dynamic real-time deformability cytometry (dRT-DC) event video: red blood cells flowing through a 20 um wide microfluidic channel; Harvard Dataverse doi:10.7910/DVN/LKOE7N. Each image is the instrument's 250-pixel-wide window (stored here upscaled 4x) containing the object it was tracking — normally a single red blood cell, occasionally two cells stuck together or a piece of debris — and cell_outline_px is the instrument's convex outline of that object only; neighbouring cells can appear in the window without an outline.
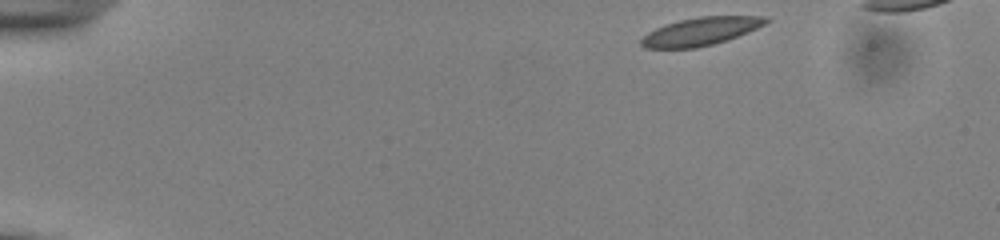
{"species": "common noctule bat (a hibernating species)", "species_latin": "Nyctalus noctula", "temperature_condition": "cold", "stored_images_in_passage": 44, "camera_frame_rate_fps": 3000, "um_per_image_px": 0.085, "animal": {"sex": "male", "body_mass_g": 13.0, "forearm_length_mm": 53.1}, "frame": {"image": 1, "passage_image": 1, "time_ms": 0.0, "image_size_px": [1000, 240], "cell_outline_px": [[772, 20], [748, 32], [728, 40], [696, 48], [644, 48], [640, 44], [640, 40], [648, 32], [664, 24], [680, 20], [700, 16], [764, 16]], "centroid_in_image_um": [59.55, 2.67], "position_along_channel_um": 25.4, "area_um2": 20.35}}
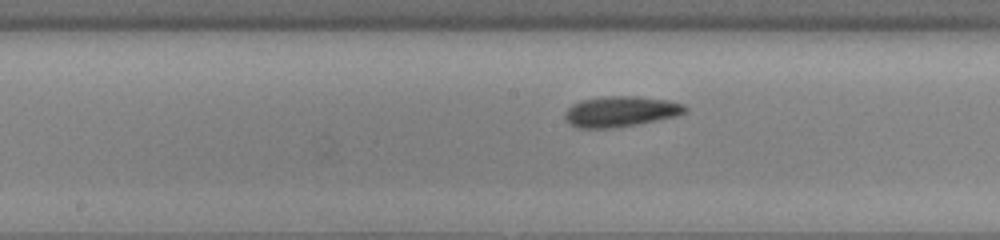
{"frame": {"image": 2, "passage_image": 22, "time_ms": 7.0, "image_size_px": [1000, 240], "cell_outline_px": [[688, 112], [676, 116], [636, 124], [612, 128], [576, 128], [568, 124], [564, 116], [564, 112], [572, 104], [580, 100], [608, 96], [640, 96], [668, 100], [684, 104], [688, 108]], "centroid_in_image_um": [52.74, 9.47], "position_along_channel_um": 195.5, "area_um2": 21.62}}
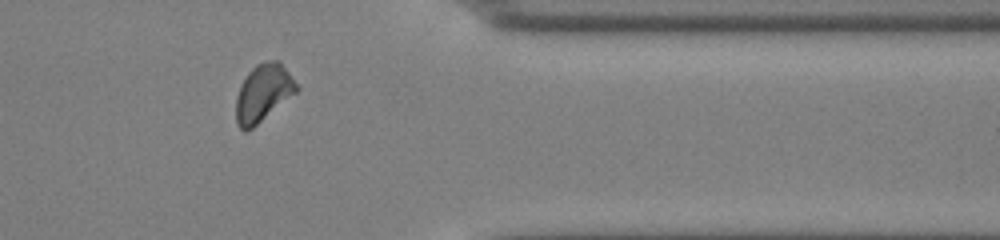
{"frame": {"image": 3, "passage_image": 38, "time_ms": 12.333, "image_size_px": [1000, 240], "cell_outline_px": [[300, 88], [296, 92], [252, 128], [244, 132], [236, 124], [236, 96], [240, 84], [248, 72], [256, 64], [268, 60], [280, 60]], "centroid_in_image_um": [22.35, 7.88], "position_along_channel_um": 389.0, "area_um2": 20.17}}